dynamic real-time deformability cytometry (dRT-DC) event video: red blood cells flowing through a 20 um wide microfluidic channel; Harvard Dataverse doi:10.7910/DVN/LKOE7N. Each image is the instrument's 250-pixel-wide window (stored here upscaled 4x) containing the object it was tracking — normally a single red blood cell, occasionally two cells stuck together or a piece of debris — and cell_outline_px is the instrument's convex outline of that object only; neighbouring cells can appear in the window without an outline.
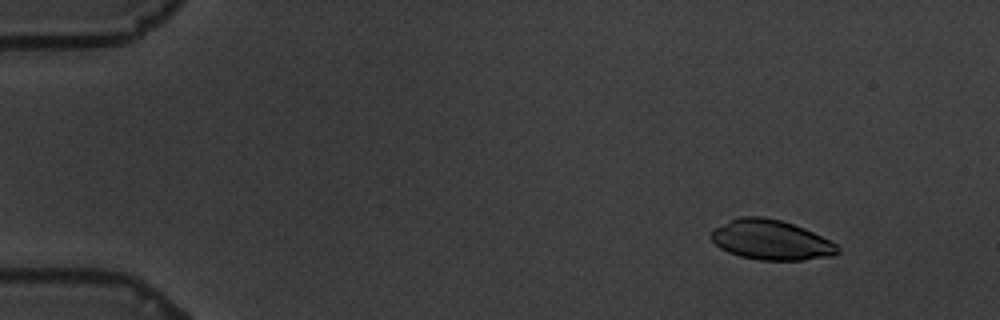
{"species": "common noctule bat (a hibernating species)", "species_latin": "Nyctalus noctula", "temperature_condition": "warm", "stored_images_in_passage": 57, "camera_frame_rate_fps": 3000, "um_per_image_px": 0.085, "animal": {"sex": "male", "body_mass_g": 19.5, "forearm_length_mm": 54.6}, "frame": {"image": 1, "passage_image": 4, "time_ms": 1.0, "image_size_px": [1000, 320], "cell_outline_px": [[840, 252], [832, 256], [804, 260], [760, 260], [740, 256], [728, 252], [720, 248], [708, 236], [712, 228], [740, 216], [764, 216], [780, 220], [804, 228], [836, 244], [840, 248]], "centroid_in_image_um": [65.5, 20.39], "position_along_channel_um": 19.5, "area_um2": 29.48}}